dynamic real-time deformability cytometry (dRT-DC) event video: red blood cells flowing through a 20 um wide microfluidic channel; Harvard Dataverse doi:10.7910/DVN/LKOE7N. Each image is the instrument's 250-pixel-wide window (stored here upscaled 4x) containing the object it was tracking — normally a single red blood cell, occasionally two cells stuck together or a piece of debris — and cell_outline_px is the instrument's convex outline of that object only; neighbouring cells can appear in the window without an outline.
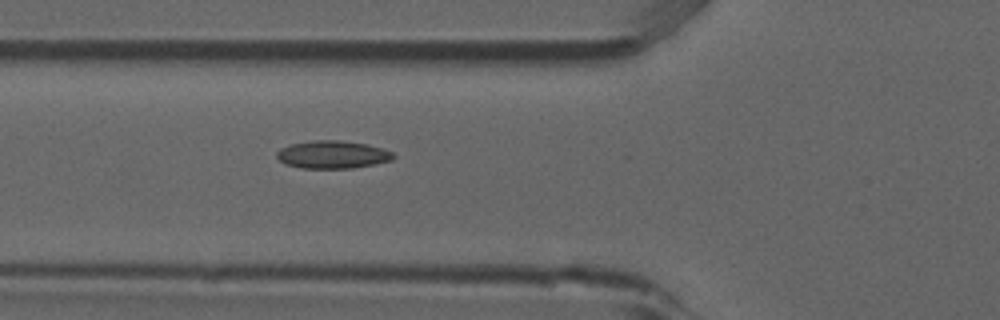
{"species": "common noctule bat (a hibernating species)", "species_latin": "Nyctalus noctula", "temperature_condition": "room temperature", "stored_images_in_passage": 6, "camera_frame_rate_fps": 3000, "um_per_image_px": 0.085, "animal": {"sex": "male", "forearm_length_mm": 52.5}, "frame": {"image": 1, "passage_image": 6, "time_ms": 1.667, "image_size_px": [1000, 320], "cell_outline_px": [[396, 156], [392, 160], [352, 168], [300, 168], [288, 164], [280, 160], [276, 156], [276, 152], [280, 148], [292, 144], [312, 140], [340, 140], [368, 144], [384, 148], [392, 152]], "centroid_in_image_um": [28.29, 13.13], "position_along_channel_um": 97.5, "area_um2": 18.84}}